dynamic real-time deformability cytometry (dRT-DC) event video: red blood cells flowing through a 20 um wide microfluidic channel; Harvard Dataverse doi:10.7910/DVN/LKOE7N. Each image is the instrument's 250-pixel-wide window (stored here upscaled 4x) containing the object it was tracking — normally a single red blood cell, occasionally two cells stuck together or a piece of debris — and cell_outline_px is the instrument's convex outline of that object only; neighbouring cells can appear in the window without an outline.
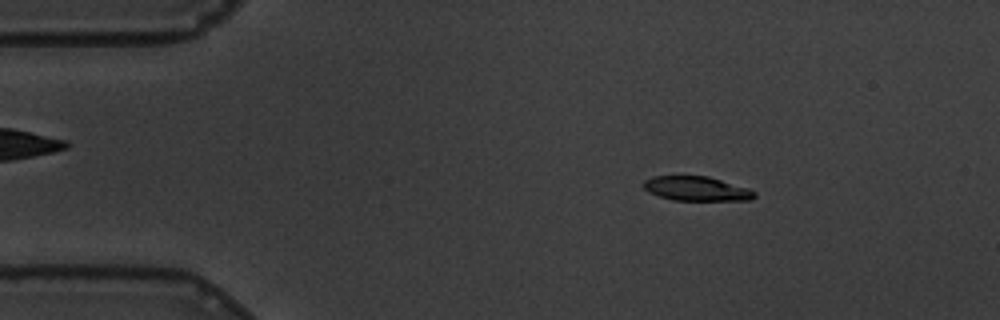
{"species": "common noctule bat (a hibernating species)", "species_latin": "Nyctalus noctula", "temperature_condition": "warm", "stored_images_in_passage": 56, "camera_frame_rate_fps": 3000, "um_per_image_px": 0.085, "animal": {"sex": "male", "body_mass_g": 19.5, "forearm_length_mm": 54.6}, "frame": {"image": 1, "passage_image": 7, "time_ms": 2.0, "image_size_px": [1000, 320], "cell_outline_px": [[756, 196], [752, 200], [672, 200], [648, 192], [644, 188], [644, 180], [652, 176], [708, 176], [748, 188], [756, 192]], "centroid_in_image_um": [59.21, 16.03], "position_along_channel_um": 25.8, "area_um2": 15.72}}
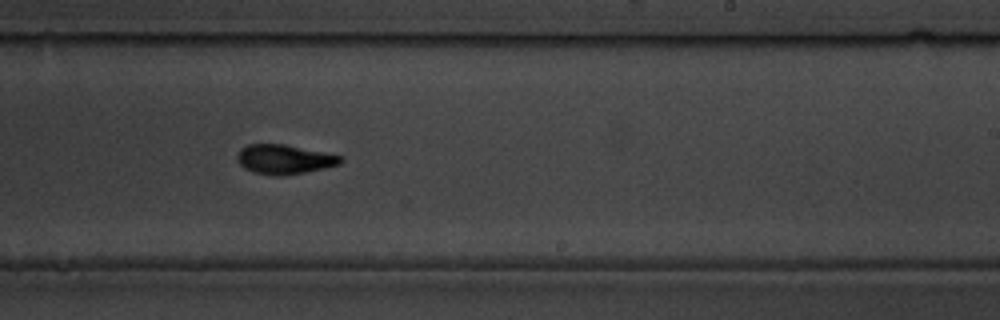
{"frame": {"image": 2, "passage_image": 33, "time_ms": 10.667, "image_size_px": [1000, 320], "cell_outline_px": [[344, 160], [340, 164], [324, 168], [304, 172], [280, 176], [276, 176], [252, 172], [244, 168], [240, 164], [236, 156], [240, 148], [248, 144], [284, 144], [340, 156]], "centroid_in_image_um": [24.12, 13.54], "position_along_channel_um": 264.9, "area_um2": 17.57}}
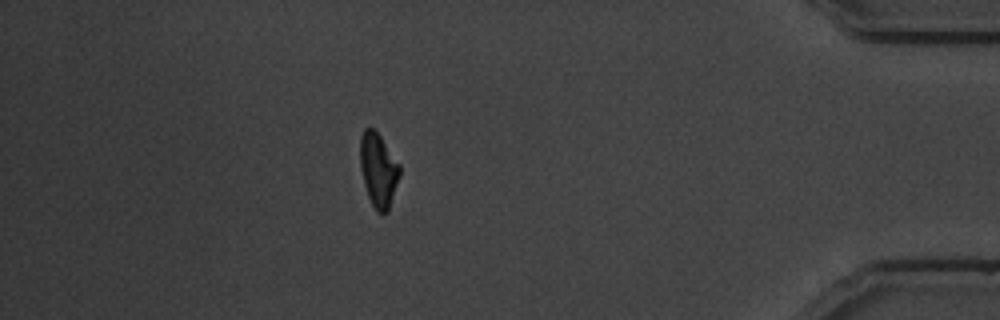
{"frame": {"image": 3, "passage_image": 49, "time_ms": 16.0, "image_size_px": [1000, 320], "cell_outline_px": [[400, 176], [388, 212], [376, 212], [368, 196], [364, 184], [360, 168], [360, 136], [364, 128], [372, 128], [380, 136], [400, 164]], "centroid_in_image_um": [32.16, 14.45], "position_along_channel_um": 403.0, "area_um2": 17.05}, "authors_computed_cell_mechanics": {"area_um2": 17.1377, "velocity_mm_per_s": 3.4559, "shape_relaxation_time_tau1_ms": 2.762, "shape_relaxation_time_tau2_ms": 2.8341, "deformation_change_tau1": 0.1472, "deformation_change_tau2": 0.0908}}